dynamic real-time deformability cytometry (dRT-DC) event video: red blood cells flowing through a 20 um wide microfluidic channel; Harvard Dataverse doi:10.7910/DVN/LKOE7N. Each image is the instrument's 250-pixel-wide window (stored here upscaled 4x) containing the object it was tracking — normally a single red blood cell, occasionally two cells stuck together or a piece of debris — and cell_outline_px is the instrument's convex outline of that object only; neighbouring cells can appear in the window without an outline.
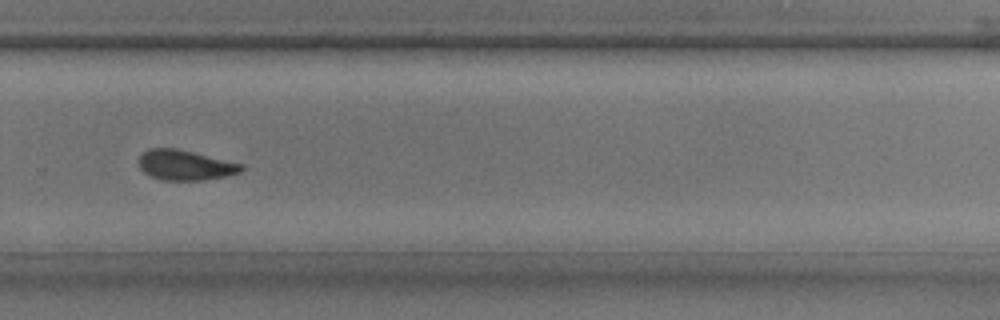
{"species": "common noctule bat (a hibernating species)", "species_latin": "Nyctalus noctula", "temperature_condition": "room temperature", "stored_images_in_passage": 32, "camera_frame_rate_fps": 3000, "um_per_image_px": 0.085, "animal": {"sex": "male", "body_mass_g": 17.9, "forearm_length_mm": 54.2}, "frame": {"image": 1, "passage_image": 21, "time_ms": 6.667, "image_size_px": [1000, 320], "cell_outline_px": [[244, 168], [240, 172], [224, 176], [200, 180], [160, 180], [144, 172], [140, 168], [136, 160], [148, 148], [176, 148], [244, 164]], "centroid_in_image_um": [15.7, 14.03], "position_along_channel_um": 314.1, "area_um2": 17.98}}